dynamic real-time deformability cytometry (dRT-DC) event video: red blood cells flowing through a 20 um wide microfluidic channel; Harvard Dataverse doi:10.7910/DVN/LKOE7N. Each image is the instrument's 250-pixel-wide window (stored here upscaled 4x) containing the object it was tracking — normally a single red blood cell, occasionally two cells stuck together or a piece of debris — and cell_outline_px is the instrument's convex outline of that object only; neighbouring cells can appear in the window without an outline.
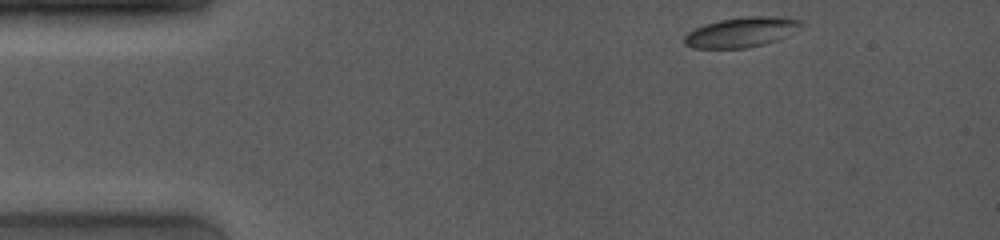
{"species": "common noctule bat (a hibernating species)", "species_latin": "Nyctalus noctula", "temperature_condition": "room temperature", "stored_images_in_passage": 5, "camera_frame_rate_fps": 4000, "um_per_image_px": 0.085, "animal": {"sex": "female", "body_mass_g": 19.0, "forearm_length_mm": 53.3}, "frame": {"image": 1, "passage_image": 1, "time_ms": 0.0, "image_size_px": [1000, 240], "cell_outline_px": [[804, 24], [788, 36], [764, 44], [748, 48], [692, 48], [684, 44], [684, 36], [688, 32], [704, 24], [720, 20], [748, 16], [768, 16], [800, 20]], "centroid_in_image_um": [63.0, 2.74], "position_along_channel_um": 22.0, "area_um2": 20.29}}
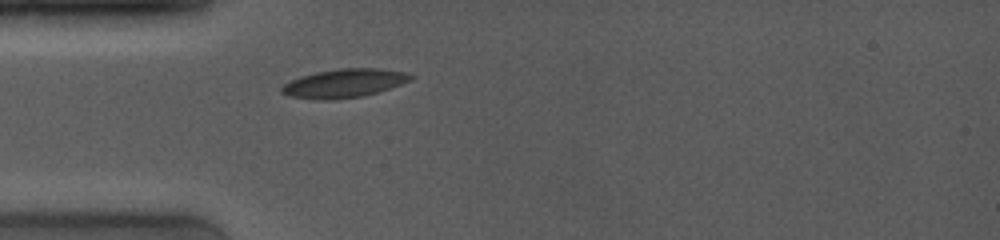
{"frame": {"image": 2, "passage_image": 5, "time_ms": 2.75, "image_size_px": [1000, 240], "cell_outline_px": [[416, 76], [412, 80], [364, 96], [336, 100], [324, 100], [288, 96], [280, 92], [280, 88], [284, 84], [300, 76], [316, 72], [340, 68], [380, 68], [408, 72]], "centroid_in_image_um": [29.27, 7.07], "position_along_channel_um": 55.7, "area_um2": 21.68}}